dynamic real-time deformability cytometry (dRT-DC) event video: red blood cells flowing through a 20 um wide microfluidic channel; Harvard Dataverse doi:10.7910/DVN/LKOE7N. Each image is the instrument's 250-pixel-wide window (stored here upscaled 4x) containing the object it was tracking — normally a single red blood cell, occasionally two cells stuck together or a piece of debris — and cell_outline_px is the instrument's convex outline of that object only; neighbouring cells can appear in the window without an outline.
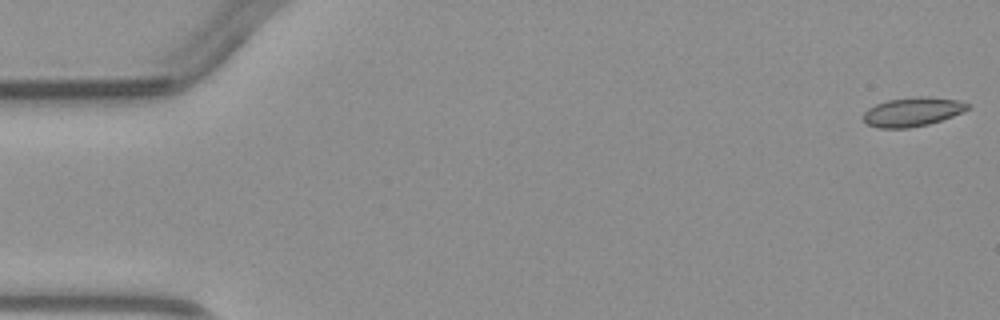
{"species": "common noctule bat (a hibernating species)", "species_latin": "Nyctalus noctula", "temperature_condition": "warm", "stored_images_in_passage": 6, "camera_frame_rate_fps": 3000, "um_per_image_px": 0.085, "animal": {"sex": "male", "body_mass_g": 23.1, "forearm_length_mm": 52.7}, "frame": {"image": 1, "passage_image": 1, "time_ms": 0.0, "image_size_px": [1000, 320], "cell_outline_px": [[972, 108], [952, 116], [928, 124], [908, 128], [880, 128], [868, 124], [864, 120], [864, 112], [868, 108], [876, 104], [888, 100], [916, 96], [928, 96], [960, 100], [972, 104]], "centroid_in_image_um": [77.62, 9.49], "position_along_channel_um": 7.4, "area_um2": 17.74}}
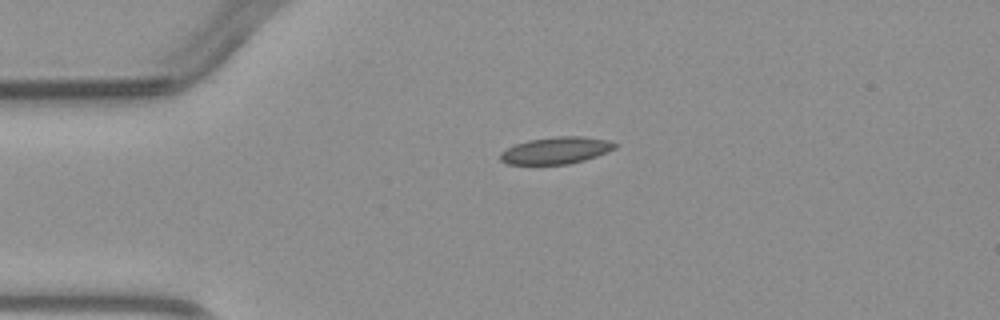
{"frame": {"image": 2, "passage_image": 4, "time_ms": 3.333, "image_size_px": [1000, 320], "cell_outline_px": [[616, 148], [608, 152], [584, 160], [568, 164], [508, 164], [500, 160], [500, 152], [516, 144], [528, 140], [556, 136], [580, 136], [608, 140], [616, 144]], "centroid_in_image_um": [47.26, 12.78], "position_along_channel_um": 37.7, "area_um2": 17.86}}
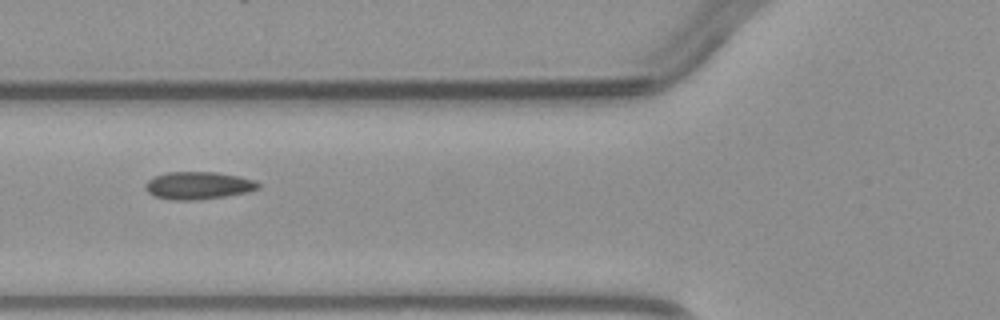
{"frame": {"image": 3, "passage_image": 6, "time_ms": 5.667, "image_size_px": [1000, 320], "cell_outline_px": [[260, 188], [248, 192], [224, 196], [196, 200], [172, 200], [156, 196], [148, 192], [144, 188], [144, 184], [148, 180], [156, 176], [168, 172], [216, 172], [240, 176], [256, 180], [260, 184]], "centroid_in_image_um": [16.88, 15.76], "position_along_channel_um": 108.9, "area_um2": 18.15}}